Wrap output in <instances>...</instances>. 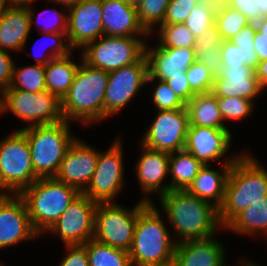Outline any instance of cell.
Listing matches in <instances>:
<instances>
[{
  "label": "cell",
  "mask_w": 267,
  "mask_h": 266,
  "mask_svg": "<svg viewBox=\"0 0 267 266\" xmlns=\"http://www.w3.org/2000/svg\"><path fill=\"white\" fill-rule=\"evenodd\" d=\"M160 202L180 238L177 243L208 239L218 227L223 228L219 209L187 190H169L160 196Z\"/></svg>",
  "instance_id": "cell-1"
},
{
  "label": "cell",
  "mask_w": 267,
  "mask_h": 266,
  "mask_svg": "<svg viewBox=\"0 0 267 266\" xmlns=\"http://www.w3.org/2000/svg\"><path fill=\"white\" fill-rule=\"evenodd\" d=\"M267 196V170L253 155L242 153L232 164L219 219L225 228L238 214Z\"/></svg>",
  "instance_id": "cell-2"
},
{
  "label": "cell",
  "mask_w": 267,
  "mask_h": 266,
  "mask_svg": "<svg viewBox=\"0 0 267 266\" xmlns=\"http://www.w3.org/2000/svg\"><path fill=\"white\" fill-rule=\"evenodd\" d=\"M176 244L155 204L147 202L137 216L133 242L128 251L132 265L161 266L172 262Z\"/></svg>",
  "instance_id": "cell-3"
},
{
  "label": "cell",
  "mask_w": 267,
  "mask_h": 266,
  "mask_svg": "<svg viewBox=\"0 0 267 266\" xmlns=\"http://www.w3.org/2000/svg\"><path fill=\"white\" fill-rule=\"evenodd\" d=\"M73 84L61 100L63 119L81 120L84 124L104 119V96L108 72L81 60Z\"/></svg>",
  "instance_id": "cell-4"
},
{
  "label": "cell",
  "mask_w": 267,
  "mask_h": 266,
  "mask_svg": "<svg viewBox=\"0 0 267 266\" xmlns=\"http://www.w3.org/2000/svg\"><path fill=\"white\" fill-rule=\"evenodd\" d=\"M81 194L55 177L37 179L19 195L24 199L34 230L40 235L54 225Z\"/></svg>",
  "instance_id": "cell-5"
},
{
  "label": "cell",
  "mask_w": 267,
  "mask_h": 266,
  "mask_svg": "<svg viewBox=\"0 0 267 266\" xmlns=\"http://www.w3.org/2000/svg\"><path fill=\"white\" fill-rule=\"evenodd\" d=\"M70 122L37 125L20 129L27 138L35 175L55 177L64 156L76 137L71 136Z\"/></svg>",
  "instance_id": "cell-6"
},
{
  "label": "cell",
  "mask_w": 267,
  "mask_h": 266,
  "mask_svg": "<svg viewBox=\"0 0 267 266\" xmlns=\"http://www.w3.org/2000/svg\"><path fill=\"white\" fill-rule=\"evenodd\" d=\"M11 111L16 117L29 122L26 127L62 122L61 100L47 90L27 92L7 88L0 95V114Z\"/></svg>",
  "instance_id": "cell-7"
},
{
  "label": "cell",
  "mask_w": 267,
  "mask_h": 266,
  "mask_svg": "<svg viewBox=\"0 0 267 266\" xmlns=\"http://www.w3.org/2000/svg\"><path fill=\"white\" fill-rule=\"evenodd\" d=\"M39 179L34 172L26 135L21 131L0 141V183L14 194H20Z\"/></svg>",
  "instance_id": "cell-8"
},
{
  "label": "cell",
  "mask_w": 267,
  "mask_h": 266,
  "mask_svg": "<svg viewBox=\"0 0 267 266\" xmlns=\"http://www.w3.org/2000/svg\"><path fill=\"white\" fill-rule=\"evenodd\" d=\"M147 202L151 200L145 197L132 210H127L116 202L98 203L93 239L111 247L129 251L133 242L137 216Z\"/></svg>",
  "instance_id": "cell-9"
},
{
  "label": "cell",
  "mask_w": 267,
  "mask_h": 266,
  "mask_svg": "<svg viewBox=\"0 0 267 266\" xmlns=\"http://www.w3.org/2000/svg\"><path fill=\"white\" fill-rule=\"evenodd\" d=\"M145 46L137 37L103 35L83 48L81 58L92 67L111 72L138 62L145 55Z\"/></svg>",
  "instance_id": "cell-10"
},
{
  "label": "cell",
  "mask_w": 267,
  "mask_h": 266,
  "mask_svg": "<svg viewBox=\"0 0 267 266\" xmlns=\"http://www.w3.org/2000/svg\"><path fill=\"white\" fill-rule=\"evenodd\" d=\"M120 139L106 152L98 154L96 170L87 188L82 192L97 203L114 202L123 188V150Z\"/></svg>",
  "instance_id": "cell-11"
},
{
  "label": "cell",
  "mask_w": 267,
  "mask_h": 266,
  "mask_svg": "<svg viewBox=\"0 0 267 266\" xmlns=\"http://www.w3.org/2000/svg\"><path fill=\"white\" fill-rule=\"evenodd\" d=\"M188 127L189 119L186 107L158 111L156 118L143 135L141 143L149 149L167 153L183 150Z\"/></svg>",
  "instance_id": "cell-12"
},
{
  "label": "cell",
  "mask_w": 267,
  "mask_h": 266,
  "mask_svg": "<svg viewBox=\"0 0 267 266\" xmlns=\"http://www.w3.org/2000/svg\"><path fill=\"white\" fill-rule=\"evenodd\" d=\"M104 96V119L114 115L147 84L149 65L146 55L138 62L108 72Z\"/></svg>",
  "instance_id": "cell-13"
},
{
  "label": "cell",
  "mask_w": 267,
  "mask_h": 266,
  "mask_svg": "<svg viewBox=\"0 0 267 266\" xmlns=\"http://www.w3.org/2000/svg\"><path fill=\"white\" fill-rule=\"evenodd\" d=\"M97 202L81 193L47 231L58 234L66 245H82L93 239Z\"/></svg>",
  "instance_id": "cell-14"
},
{
  "label": "cell",
  "mask_w": 267,
  "mask_h": 266,
  "mask_svg": "<svg viewBox=\"0 0 267 266\" xmlns=\"http://www.w3.org/2000/svg\"><path fill=\"white\" fill-rule=\"evenodd\" d=\"M68 11L67 41L72 49H83L104 35L101 0H81Z\"/></svg>",
  "instance_id": "cell-15"
},
{
  "label": "cell",
  "mask_w": 267,
  "mask_h": 266,
  "mask_svg": "<svg viewBox=\"0 0 267 266\" xmlns=\"http://www.w3.org/2000/svg\"><path fill=\"white\" fill-rule=\"evenodd\" d=\"M24 199L19 194L0 198V249L38 237Z\"/></svg>",
  "instance_id": "cell-16"
},
{
  "label": "cell",
  "mask_w": 267,
  "mask_h": 266,
  "mask_svg": "<svg viewBox=\"0 0 267 266\" xmlns=\"http://www.w3.org/2000/svg\"><path fill=\"white\" fill-rule=\"evenodd\" d=\"M98 154V150L80 139H75L68 148L55 178L82 193L96 170Z\"/></svg>",
  "instance_id": "cell-17"
},
{
  "label": "cell",
  "mask_w": 267,
  "mask_h": 266,
  "mask_svg": "<svg viewBox=\"0 0 267 266\" xmlns=\"http://www.w3.org/2000/svg\"><path fill=\"white\" fill-rule=\"evenodd\" d=\"M145 55L149 65L147 83L157 79L167 81L172 76L183 75L196 61L194 48H163L159 44L149 48L146 44Z\"/></svg>",
  "instance_id": "cell-18"
},
{
  "label": "cell",
  "mask_w": 267,
  "mask_h": 266,
  "mask_svg": "<svg viewBox=\"0 0 267 266\" xmlns=\"http://www.w3.org/2000/svg\"><path fill=\"white\" fill-rule=\"evenodd\" d=\"M231 138L229 129L189 126L184 149L203 164H209V161L224 157Z\"/></svg>",
  "instance_id": "cell-19"
},
{
  "label": "cell",
  "mask_w": 267,
  "mask_h": 266,
  "mask_svg": "<svg viewBox=\"0 0 267 266\" xmlns=\"http://www.w3.org/2000/svg\"><path fill=\"white\" fill-rule=\"evenodd\" d=\"M263 89L254 68L244 65L222 67L214 78L212 93L216 97H241L253 101Z\"/></svg>",
  "instance_id": "cell-20"
},
{
  "label": "cell",
  "mask_w": 267,
  "mask_h": 266,
  "mask_svg": "<svg viewBox=\"0 0 267 266\" xmlns=\"http://www.w3.org/2000/svg\"><path fill=\"white\" fill-rule=\"evenodd\" d=\"M105 36L137 37L149 33L140 24L137 8L124 0H101ZM137 35V36H136Z\"/></svg>",
  "instance_id": "cell-21"
},
{
  "label": "cell",
  "mask_w": 267,
  "mask_h": 266,
  "mask_svg": "<svg viewBox=\"0 0 267 266\" xmlns=\"http://www.w3.org/2000/svg\"><path fill=\"white\" fill-rule=\"evenodd\" d=\"M27 5H9L0 15V49L19 51L26 45L29 31L35 21Z\"/></svg>",
  "instance_id": "cell-22"
},
{
  "label": "cell",
  "mask_w": 267,
  "mask_h": 266,
  "mask_svg": "<svg viewBox=\"0 0 267 266\" xmlns=\"http://www.w3.org/2000/svg\"><path fill=\"white\" fill-rule=\"evenodd\" d=\"M142 156L136 165V174L142 190L148 194L157 192L159 197L170 190L169 184H163L169 174L170 153L156 151L141 145ZM163 184V185H162Z\"/></svg>",
  "instance_id": "cell-23"
},
{
  "label": "cell",
  "mask_w": 267,
  "mask_h": 266,
  "mask_svg": "<svg viewBox=\"0 0 267 266\" xmlns=\"http://www.w3.org/2000/svg\"><path fill=\"white\" fill-rule=\"evenodd\" d=\"M174 261L178 266H225L224 247L213 237L176 244Z\"/></svg>",
  "instance_id": "cell-24"
},
{
  "label": "cell",
  "mask_w": 267,
  "mask_h": 266,
  "mask_svg": "<svg viewBox=\"0 0 267 266\" xmlns=\"http://www.w3.org/2000/svg\"><path fill=\"white\" fill-rule=\"evenodd\" d=\"M239 156L240 155L234 156L233 158L224 157L226 160L224 161L222 166L223 168L221 169L223 174H219L218 171L210 169L209 164H204L186 190L190 194L196 195L199 199L212 203L219 208L224 200L226 183L232 164Z\"/></svg>",
  "instance_id": "cell-25"
},
{
  "label": "cell",
  "mask_w": 267,
  "mask_h": 266,
  "mask_svg": "<svg viewBox=\"0 0 267 266\" xmlns=\"http://www.w3.org/2000/svg\"><path fill=\"white\" fill-rule=\"evenodd\" d=\"M255 33L256 25L250 23L231 39L223 40L220 51L223 67L247 65L255 69L259 62L254 49Z\"/></svg>",
  "instance_id": "cell-26"
},
{
  "label": "cell",
  "mask_w": 267,
  "mask_h": 266,
  "mask_svg": "<svg viewBox=\"0 0 267 266\" xmlns=\"http://www.w3.org/2000/svg\"><path fill=\"white\" fill-rule=\"evenodd\" d=\"M189 126L228 129L218 108L216 96L211 92L196 94L187 104Z\"/></svg>",
  "instance_id": "cell-27"
},
{
  "label": "cell",
  "mask_w": 267,
  "mask_h": 266,
  "mask_svg": "<svg viewBox=\"0 0 267 266\" xmlns=\"http://www.w3.org/2000/svg\"><path fill=\"white\" fill-rule=\"evenodd\" d=\"M70 56L54 58L45 65L46 90L60 100L68 93L80 65L73 62Z\"/></svg>",
  "instance_id": "cell-28"
},
{
  "label": "cell",
  "mask_w": 267,
  "mask_h": 266,
  "mask_svg": "<svg viewBox=\"0 0 267 266\" xmlns=\"http://www.w3.org/2000/svg\"><path fill=\"white\" fill-rule=\"evenodd\" d=\"M203 166L201 161L185 149L170 153L169 173L172 174V180L168 183L170 190H186Z\"/></svg>",
  "instance_id": "cell-29"
},
{
  "label": "cell",
  "mask_w": 267,
  "mask_h": 266,
  "mask_svg": "<svg viewBox=\"0 0 267 266\" xmlns=\"http://www.w3.org/2000/svg\"><path fill=\"white\" fill-rule=\"evenodd\" d=\"M225 229L247 235L256 232L267 234V196L245 208Z\"/></svg>",
  "instance_id": "cell-30"
},
{
  "label": "cell",
  "mask_w": 267,
  "mask_h": 266,
  "mask_svg": "<svg viewBox=\"0 0 267 266\" xmlns=\"http://www.w3.org/2000/svg\"><path fill=\"white\" fill-rule=\"evenodd\" d=\"M89 266H133L126 250L91 239L86 243Z\"/></svg>",
  "instance_id": "cell-31"
},
{
  "label": "cell",
  "mask_w": 267,
  "mask_h": 266,
  "mask_svg": "<svg viewBox=\"0 0 267 266\" xmlns=\"http://www.w3.org/2000/svg\"><path fill=\"white\" fill-rule=\"evenodd\" d=\"M10 88L33 93L46 91L45 66L36 64L17 69L14 65Z\"/></svg>",
  "instance_id": "cell-32"
},
{
  "label": "cell",
  "mask_w": 267,
  "mask_h": 266,
  "mask_svg": "<svg viewBox=\"0 0 267 266\" xmlns=\"http://www.w3.org/2000/svg\"><path fill=\"white\" fill-rule=\"evenodd\" d=\"M248 24H250L249 20L238 10L228 5L217 7L215 13V27L221 34L223 40L231 39Z\"/></svg>",
  "instance_id": "cell-33"
},
{
  "label": "cell",
  "mask_w": 267,
  "mask_h": 266,
  "mask_svg": "<svg viewBox=\"0 0 267 266\" xmlns=\"http://www.w3.org/2000/svg\"><path fill=\"white\" fill-rule=\"evenodd\" d=\"M216 10L217 6L212 0H201L190 12L184 25L197 38L215 24Z\"/></svg>",
  "instance_id": "cell-34"
},
{
  "label": "cell",
  "mask_w": 267,
  "mask_h": 266,
  "mask_svg": "<svg viewBox=\"0 0 267 266\" xmlns=\"http://www.w3.org/2000/svg\"><path fill=\"white\" fill-rule=\"evenodd\" d=\"M159 45L163 48H194L195 36L184 24H161Z\"/></svg>",
  "instance_id": "cell-35"
},
{
  "label": "cell",
  "mask_w": 267,
  "mask_h": 266,
  "mask_svg": "<svg viewBox=\"0 0 267 266\" xmlns=\"http://www.w3.org/2000/svg\"><path fill=\"white\" fill-rule=\"evenodd\" d=\"M170 0H144L138 7L137 13L140 24L149 33L153 32L156 23H163Z\"/></svg>",
  "instance_id": "cell-36"
},
{
  "label": "cell",
  "mask_w": 267,
  "mask_h": 266,
  "mask_svg": "<svg viewBox=\"0 0 267 266\" xmlns=\"http://www.w3.org/2000/svg\"><path fill=\"white\" fill-rule=\"evenodd\" d=\"M216 100L223 121L245 119L254 109L253 101L241 97H216Z\"/></svg>",
  "instance_id": "cell-37"
},
{
  "label": "cell",
  "mask_w": 267,
  "mask_h": 266,
  "mask_svg": "<svg viewBox=\"0 0 267 266\" xmlns=\"http://www.w3.org/2000/svg\"><path fill=\"white\" fill-rule=\"evenodd\" d=\"M190 89L195 94L212 92L215 75L203 63L195 61L186 71Z\"/></svg>",
  "instance_id": "cell-38"
},
{
  "label": "cell",
  "mask_w": 267,
  "mask_h": 266,
  "mask_svg": "<svg viewBox=\"0 0 267 266\" xmlns=\"http://www.w3.org/2000/svg\"><path fill=\"white\" fill-rule=\"evenodd\" d=\"M157 81L152 98L158 111L185 108L186 104L178 98L165 81Z\"/></svg>",
  "instance_id": "cell-39"
},
{
  "label": "cell",
  "mask_w": 267,
  "mask_h": 266,
  "mask_svg": "<svg viewBox=\"0 0 267 266\" xmlns=\"http://www.w3.org/2000/svg\"><path fill=\"white\" fill-rule=\"evenodd\" d=\"M201 0H170L162 24H184Z\"/></svg>",
  "instance_id": "cell-40"
},
{
  "label": "cell",
  "mask_w": 267,
  "mask_h": 266,
  "mask_svg": "<svg viewBox=\"0 0 267 266\" xmlns=\"http://www.w3.org/2000/svg\"><path fill=\"white\" fill-rule=\"evenodd\" d=\"M46 35L45 37H48V39L53 40V47L52 51H50V55H42V57H36L37 64L40 65H47L52 59L57 58V57H63L67 56L69 54H72V51H74L69 42L67 43L63 42V37L67 38V33H43ZM42 39L44 38L43 36L41 37ZM45 39V38H44ZM55 45V46H54ZM44 56V58H43Z\"/></svg>",
  "instance_id": "cell-41"
},
{
  "label": "cell",
  "mask_w": 267,
  "mask_h": 266,
  "mask_svg": "<svg viewBox=\"0 0 267 266\" xmlns=\"http://www.w3.org/2000/svg\"><path fill=\"white\" fill-rule=\"evenodd\" d=\"M194 50L196 61L203 63L216 76L223 67L220 54L221 46H213L210 49L194 48Z\"/></svg>",
  "instance_id": "cell-42"
},
{
  "label": "cell",
  "mask_w": 267,
  "mask_h": 266,
  "mask_svg": "<svg viewBox=\"0 0 267 266\" xmlns=\"http://www.w3.org/2000/svg\"><path fill=\"white\" fill-rule=\"evenodd\" d=\"M67 255L61 260L59 266H89L86 243L82 245H66Z\"/></svg>",
  "instance_id": "cell-43"
},
{
  "label": "cell",
  "mask_w": 267,
  "mask_h": 266,
  "mask_svg": "<svg viewBox=\"0 0 267 266\" xmlns=\"http://www.w3.org/2000/svg\"><path fill=\"white\" fill-rule=\"evenodd\" d=\"M165 82L185 104H187L196 95L190 89L186 73L183 75L172 76L171 79Z\"/></svg>",
  "instance_id": "cell-44"
},
{
  "label": "cell",
  "mask_w": 267,
  "mask_h": 266,
  "mask_svg": "<svg viewBox=\"0 0 267 266\" xmlns=\"http://www.w3.org/2000/svg\"><path fill=\"white\" fill-rule=\"evenodd\" d=\"M14 65V60L10 54L0 49V94L10 87Z\"/></svg>",
  "instance_id": "cell-45"
},
{
  "label": "cell",
  "mask_w": 267,
  "mask_h": 266,
  "mask_svg": "<svg viewBox=\"0 0 267 266\" xmlns=\"http://www.w3.org/2000/svg\"><path fill=\"white\" fill-rule=\"evenodd\" d=\"M227 5L238 10L250 23L257 22V0H230Z\"/></svg>",
  "instance_id": "cell-46"
},
{
  "label": "cell",
  "mask_w": 267,
  "mask_h": 266,
  "mask_svg": "<svg viewBox=\"0 0 267 266\" xmlns=\"http://www.w3.org/2000/svg\"><path fill=\"white\" fill-rule=\"evenodd\" d=\"M223 39L215 24L201 36L195 39L194 48L210 49L213 46H222Z\"/></svg>",
  "instance_id": "cell-47"
},
{
  "label": "cell",
  "mask_w": 267,
  "mask_h": 266,
  "mask_svg": "<svg viewBox=\"0 0 267 266\" xmlns=\"http://www.w3.org/2000/svg\"><path fill=\"white\" fill-rule=\"evenodd\" d=\"M50 10L56 14L54 17H52V20L54 22H51V23L50 21L45 22L43 33H67L68 14L61 13L55 9H50ZM37 21H39L38 17H37Z\"/></svg>",
  "instance_id": "cell-48"
},
{
  "label": "cell",
  "mask_w": 267,
  "mask_h": 266,
  "mask_svg": "<svg viewBox=\"0 0 267 266\" xmlns=\"http://www.w3.org/2000/svg\"><path fill=\"white\" fill-rule=\"evenodd\" d=\"M254 49L259 62L267 60V36H261L257 30L254 36Z\"/></svg>",
  "instance_id": "cell-49"
},
{
  "label": "cell",
  "mask_w": 267,
  "mask_h": 266,
  "mask_svg": "<svg viewBox=\"0 0 267 266\" xmlns=\"http://www.w3.org/2000/svg\"><path fill=\"white\" fill-rule=\"evenodd\" d=\"M254 71L259 85L264 90L267 87V60L258 62Z\"/></svg>",
  "instance_id": "cell-50"
},
{
  "label": "cell",
  "mask_w": 267,
  "mask_h": 266,
  "mask_svg": "<svg viewBox=\"0 0 267 266\" xmlns=\"http://www.w3.org/2000/svg\"><path fill=\"white\" fill-rule=\"evenodd\" d=\"M267 17V0H257V21Z\"/></svg>",
  "instance_id": "cell-51"
},
{
  "label": "cell",
  "mask_w": 267,
  "mask_h": 266,
  "mask_svg": "<svg viewBox=\"0 0 267 266\" xmlns=\"http://www.w3.org/2000/svg\"><path fill=\"white\" fill-rule=\"evenodd\" d=\"M256 30L261 33V36H267V17L261 18L255 22Z\"/></svg>",
  "instance_id": "cell-52"
},
{
  "label": "cell",
  "mask_w": 267,
  "mask_h": 266,
  "mask_svg": "<svg viewBox=\"0 0 267 266\" xmlns=\"http://www.w3.org/2000/svg\"><path fill=\"white\" fill-rule=\"evenodd\" d=\"M49 1L64 5L68 9L69 7H71L72 5H75L76 3H78L81 0H49Z\"/></svg>",
  "instance_id": "cell-53"
},
{
  "label": "cell",
  "mask_w": 267,
  "mask_h": 266,
  "mask_svg": "<svg viewBox=\"0 0 267 266\" xmlns=\"http://www.w3.org/2000/svg\"><path fill=\"white\" fill-rule=\"evenodd\" d=\"M10 5H27L31 4L34 0H7Z\"/></svg>",
  "instance_id": "cell-54"
},
{
  "label": "cell",
  "mask_w": 267,
  "mask_h": 266,
  "mask_svg": "<svg viewBox=\"0 0 267 266\" xmlns=\"http://www.w3.org/2000/svg\"><path fill=\"white\" fill-rule=\"evenodd\" d=\"M127 4L137 8L144 0H124Z\"/></svg>",
  "instance_id": "cell-55"
},
{
  "label": "cell",
  "mask_w": 267,
  "mask_h": 266,
  "mask_svg": "<svg viewBox=\"0 0 267 266\" xmlns=\"http://www.w3.org/2000/svg\"><path fill=\"white\" fill-rule=\"evenodd\" d=\"M7 0H0V15L4 13V11L9 7V4Z\"/></svg>",
  "instance_id": "cell-56"
},
{
  "label": "cell",
  "mask_w": 267,
  "mask_h": 266,
  "mask_svg": "<svg viewBox=\"0 0 267 266\" xmlns=\"http://www.w3.org/2000/svg\"><path fill=\"white\" fill-rule=\"evenodd\" d=\"M212 1L217 7L221 5H227L230 2V0H212Z\"/></svg>",
  "instance_id": "cell-57"
},
{
  "label": "cell",
  "mask_w": 267,
  "mask_h": 266,
  "mask_svg": "<svg viewBox=\"0 0 267 266\" xmlns=\"http://www.w3.org/2000/svg\"><path fill=\"white\" fill-rule=\"evenodd\" d=\"M0 190H2L1 193H0V198H3V197H5V196L10 194L8 192H6V193L4 192L5 189L2 187L1 183H0Z\"/></svg>",
  "instance_id": "cell-58"
},
{
  "label": "cell",
  "mask_w": 267,
  "mask_h": 266,
  "mask_svg": "<svg viewBox=\"0 0 267 266\" xmlns=\"http://www.w3.org/2000/svg\"><path fill=\"white\" fill-rule=\"evenodd\" d=\"M161 266H178L175 261L169 262L167 264H163Z\"/></svg>",
  "instance_id": "cell-59"
},
{
  "label": "cell",
  "mask_w": 267,
  "mask_h": 266,
  "mask_svg": "<svg viewBox=\"0 0 267 266\" xmlns=\"http://www.w3.org/2000/svg\"><path fill=\"white\" fill-rule=\"evenodd\" d=\"M249 266H259V265L257 263H254L253 261L252 262L249 261Z\"/></svg>",
  "instance_id": "cell-60"
},
{
  "label": "cell",
  "mask_w": 267,
  "mask_h": 266,
  "mask_svg": "<svg viewBox=\"0 0 267 266\" xmlns=\"http://www.w3.org/2000/svg\"><path fill=\"white\" fill-rule=\"evenodd\" d=\"M247 262H243V266H249V261L248 260H246Z\"/></svg>",
  "instance_id": "cell-61"
}]
</instances>
